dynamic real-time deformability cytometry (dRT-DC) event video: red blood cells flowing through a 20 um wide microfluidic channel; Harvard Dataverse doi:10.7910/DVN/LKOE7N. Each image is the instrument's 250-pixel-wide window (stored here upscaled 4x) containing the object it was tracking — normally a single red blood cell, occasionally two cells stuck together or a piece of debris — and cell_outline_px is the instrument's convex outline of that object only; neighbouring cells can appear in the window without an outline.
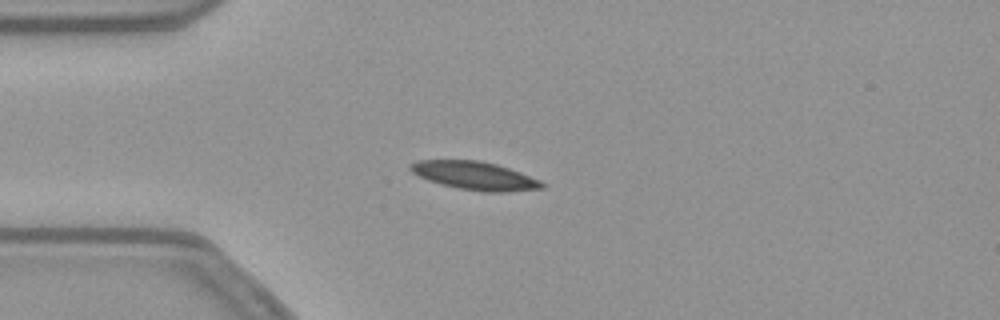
{"species": "common noctule bat (a hibernating species)", "species_latin": "Nyctalus noctula", "temperature_condition": "warm", "stored_images_in_passage": 41, "camera_frame_rate_fps": 3000, "um_per_image_px": 0.085, "animal": {"sex": "female", "body_mass_g": 21.9}, "frame": {"image": 1, "passage_image": 1, "time_ms": 0.0, "image_size_px": [1000, 320], "cell_outline_px": [[548, 184], [544, 188], [508, 192], [484, 192], [460, 188], [440, 184], [428, 180], [412, 172], [408, 168], [408, 164], [416, 160], [480, 160], [496, 164], [520, 172], [540, 180]], "centroid_in_image_um": [40.37, 14.93], "position_along_channel_um": 44.6, "area_um2": 21.79}}
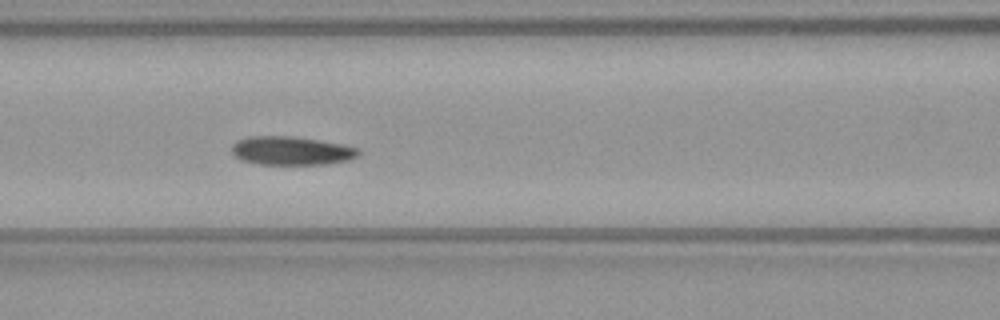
{"frame": {"image": 2, "passage_image": 10, "time_ms": 3.0, "image_size_px": [1000, 320], "cell_outline_px": [[360, 152], [352, 160], [324, 164], [260, 164], [240, 160], [232, 152], [232, 144], [236, 140], [248, 136], [292, 136], [340, 144], [360, 148]], "centroid_in_image_um": [24.75, 12.81], "position_along_channel_um": 141.9, "area_um2": 21.1}}
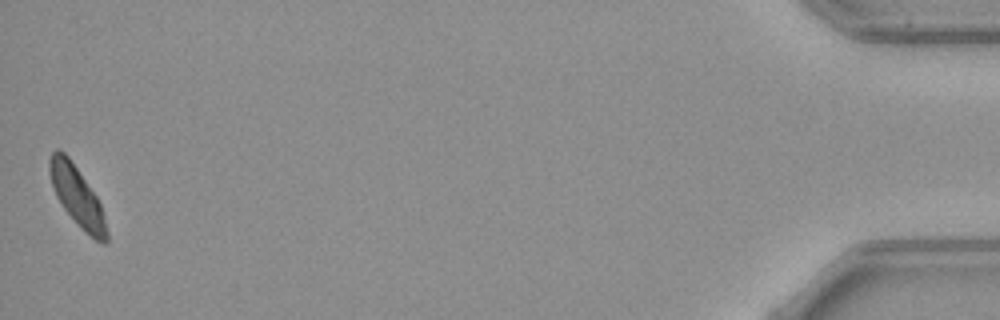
{"frame": {"image": 3, "passage_image": 41, "time_ms": 13.333, "image_size_px": [1000, 320], "cell_outline_px": [[108, 240], [104, 244], [96, 240], [80, 228], [64, 208], [56, 196], [52, 184], [48, 168], [48, 160], [52, 152], [56, 148], [64, 152], [68, 156], [96, 196], [100, 204], [104, 216], [108, 232]], "centroid_in_image_um": [6.54, 16.68], "position_along_channel_um": 428.7, "area_um2": 19.59}, "authors_computed_cell_mechanics": {"area_um2": 21.386, "velocity_mm_per_s": 3.7702, "shape_relaxation_time_tau1_ms": 4.9107, "shape_relaxation_time_tau2_ms": null, "deformation_change_tau1": 0.1022, "deformation_change_tau2": null}}